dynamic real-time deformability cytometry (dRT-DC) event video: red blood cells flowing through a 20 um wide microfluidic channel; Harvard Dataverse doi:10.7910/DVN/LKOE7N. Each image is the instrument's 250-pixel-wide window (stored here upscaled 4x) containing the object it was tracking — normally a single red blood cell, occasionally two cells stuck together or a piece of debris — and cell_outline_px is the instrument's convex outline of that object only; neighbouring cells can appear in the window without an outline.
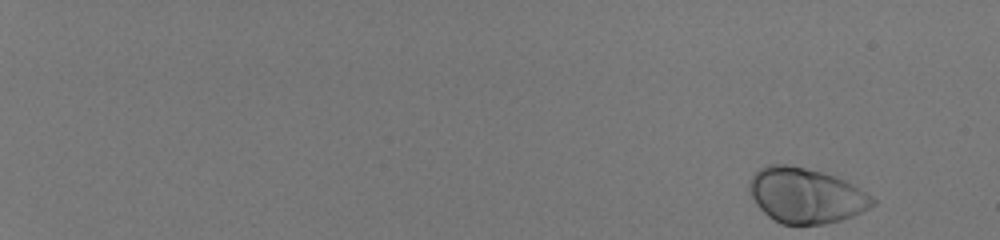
{"species": "human", "species_latin": "Homo sapiens", "temperature_condition": "room temperature", "stored_images_in_passage": 52, "camera_frame_rate_fps": 3000, "um_per_image_px": 0.085, "donor": {"sex": "male"}, "frame": {"image": 1, "passage_image": 1, "time_ms": 0.0, "image_size_px": [1000, 240], "cell_outline_px": [[876, 204], [852, 216], [840, 220], [824, 224], [780, 224], [768, 216], [756, 204], [748, 188], [748, 184], [752, 176], [760, 168], [768, 164], [784, 164], [804, 168], [836, 176], [852, 184], [872, 196], [876, 200]], "centroid_in_image_um": [68.49, 16.62], "position_along_channel_um": 16.5, "area_um2": 39.36}}
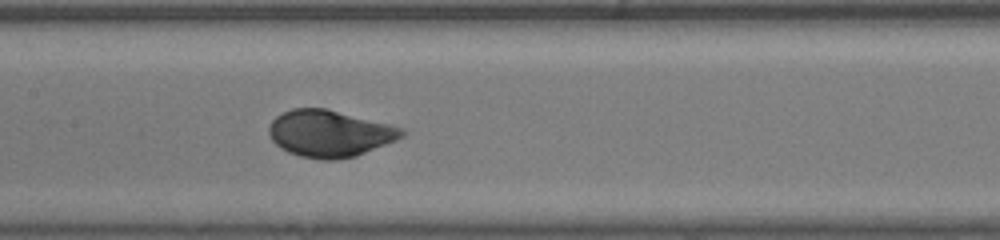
{"frame": {"image": 2, "passage_image": 30, "time_ms": 9.667, "image_size_px": [1000, 240], "cell_outline_px": [[408, 132], [404, 136], [396, 140], [356, 156], [332, 160], [324, 160], [300, 156], [288, 152], [280, 148], [272, 140], [268, 132], [268, 128], [272, 120], [276, 116], [292, 108], [324, 108], [392, 124], [404, 128]], "centroid_in_image_um": [28.04, 11.34], "position_along_channel_um": 179.4, "area_um2": 36.36}}
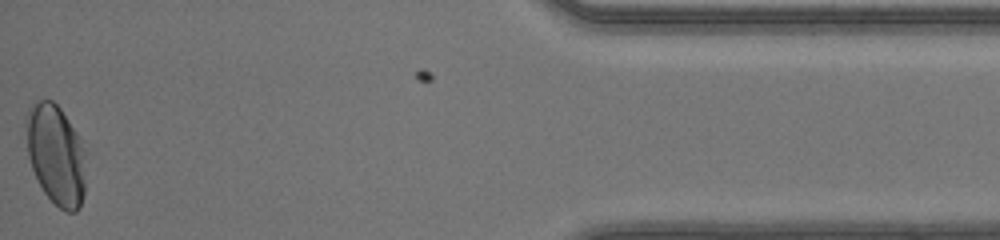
{"frame": {"image": 3, "passage_image": 52, "time_ms": 17.0, "image_size_px": [1000, 240], "cell_outline_px": [[88, 152], [84, 196], [80, 208], [76, 212], [64, 212], [44, 192], [32, 168], [28, 156], [24, 124], [24, 120], [28, 108], [32, 104], [40, 100], [52, 100], [60, 108]], "centroid_in_image_um": [4.78, 13.16], "position_along_channel_um": 430.4, "area_um2": 35.6}, "authors_computed_cell_mechanics": {"area_um2": 36.2695, "velocity_mm_per_s": 4.1482, "shape_relaxation_time_tau1_ms": 2.0624, "shape_relaxation_time_tau2_ms": null, "deformation_change_tau1": 0.1366, "deformation_change_tau2": null}}